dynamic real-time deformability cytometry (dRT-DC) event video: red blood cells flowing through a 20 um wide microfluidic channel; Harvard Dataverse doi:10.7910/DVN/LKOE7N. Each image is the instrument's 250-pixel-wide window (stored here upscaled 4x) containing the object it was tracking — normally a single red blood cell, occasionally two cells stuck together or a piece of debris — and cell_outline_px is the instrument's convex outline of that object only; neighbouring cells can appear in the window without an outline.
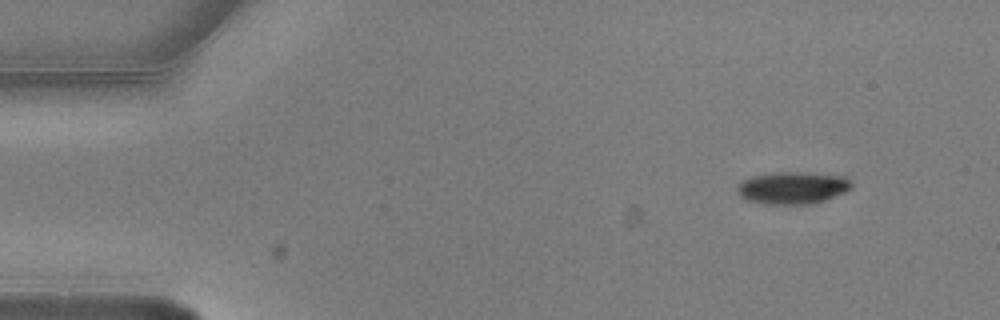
{"species": "common noctule bat (a hibernating species)", "species_latin": "Nyctalus noctula", "temperature_condition": "warm", "stored_images_in_passage": 4, "camera_frame_rate_fps": 3000, "um_per_image_px": 0.085, "animal": {"sex": "male", "body_mass_g": 20.5, "forearm_length_mm": 52.5}, "frame": {"image": 1, "passage_image": 1, "time_ms": 0.0, "image_size_px": [1000, 320], "cell_outline_px": [[852, 188], [844, 192], [816, 204], [760, 204], [744, 200], [736, 192], [736, 188], [740, 180], [752, 176], [776, 172], [796, 172], [844, 176], [852, 184]], "centroid_in_image_um": [67.29, 15.98], "position_along_channel_um": 17.7, "area_um2": 21.73}}
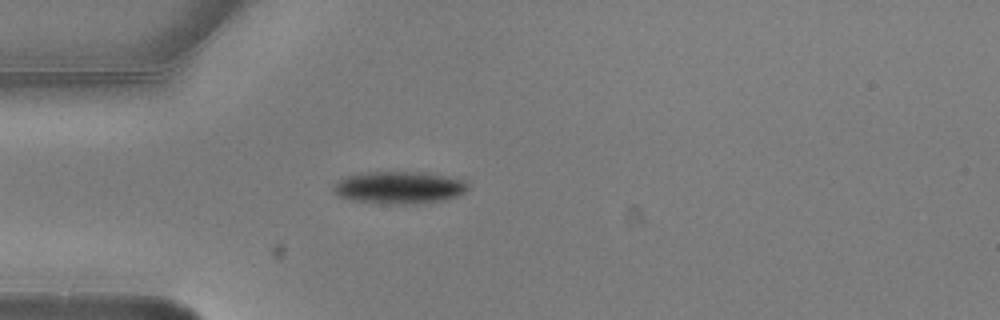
{"frame": {"image": 2, "passage_image": 4, "time_ms": 1.0, "image_size_px": [1000, 320], "cell_outline_px": [[468, 192], [460, 196], [444, 200], [416, 204], [396, 204], [352, 200], [340, 196], [332, 192], [332, 188], [336, 180], [360, 172], [412, 172], [444, 176], [464, 180], [468, 184]], "centroid_in_image_um": [33.93, 15.95], "position_along_channel_um": 51.1, "area_um2": 25.37}}